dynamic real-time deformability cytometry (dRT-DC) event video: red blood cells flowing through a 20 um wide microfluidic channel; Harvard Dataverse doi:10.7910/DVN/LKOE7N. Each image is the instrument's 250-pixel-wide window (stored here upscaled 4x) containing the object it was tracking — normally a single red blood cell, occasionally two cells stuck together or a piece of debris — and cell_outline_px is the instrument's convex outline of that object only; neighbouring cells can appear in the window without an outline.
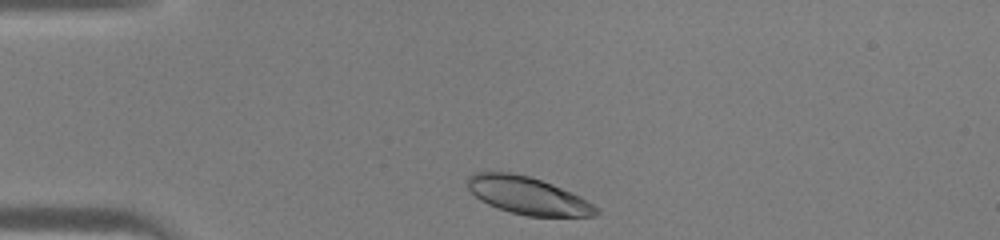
{"species": "human", "species_latin": "Homo sapiens", "temperature_condition": "warm", "stored_images_in_passage": 29, "camera_frame_rate_fps": 3000, "um_per_image_px": 0.085, "donor": {"sex": "male"}, "frame": {"image": 1, "passage_image": 1, "time_ms": 0.0, "image_size_px": [1000, 240], "cell_outline_px": [[600, 212], [596, 216], [528, 216], [496, 208], [480, 200], [468, 188], [468, 176], [472, 172], [512, 172], [528, 176], [552, 184], [580, 196], [600, 208]], "centroid_in_image_um": [44.87, 16.63], "position_along_channel_um": 40.1, "area_um2": 28.03}}
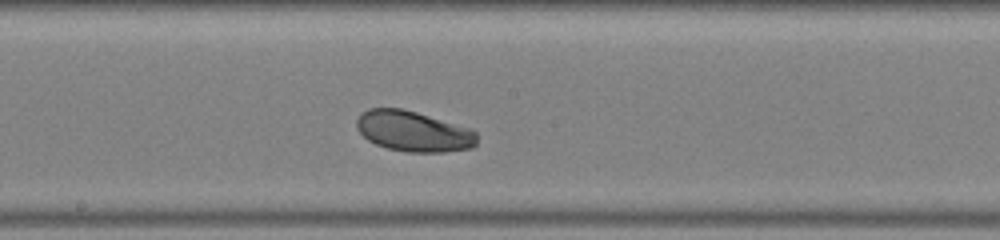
{"frame": {"image": 2, "passage_image": 15, "time_ms": 4.667, "image_size_px": [1000, 240], "cell_outline_px": [[476, 144], [472, 148], [444, 152], [408, 152], [388, 148], [376, 144], [368, 140], [356, 128], [356, 120], [368, 108], [400, 108], [416, 112], [472, 128], [476, 132]], "centroid_in_image_um": [35.16, 11.16], "position_along_channel_um": 213.0, "area_um2": 28.38}}
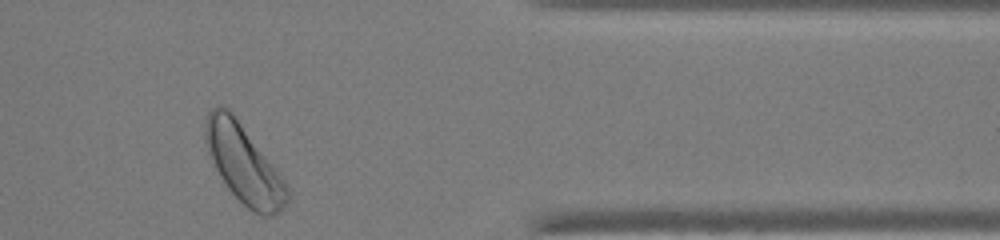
{"frame": {"image": 3, "passage_image": 28, "time_ms": 9.0, "image_size_px": [1000, 240], "cell_outline_px": [[288, 200], [280, 212], [272, 216], [260, 216], [252, 212], [228, 188], [220, 176], [208, 152], [204, 140], [204, 128], [208, 112], [216, 104], [228, 108], [232, 112], [288, 188]], "centroid_in_image_um": [20.67, 13.95], "position_along_channel_um": 390.7, "area_um2": 36.24}}